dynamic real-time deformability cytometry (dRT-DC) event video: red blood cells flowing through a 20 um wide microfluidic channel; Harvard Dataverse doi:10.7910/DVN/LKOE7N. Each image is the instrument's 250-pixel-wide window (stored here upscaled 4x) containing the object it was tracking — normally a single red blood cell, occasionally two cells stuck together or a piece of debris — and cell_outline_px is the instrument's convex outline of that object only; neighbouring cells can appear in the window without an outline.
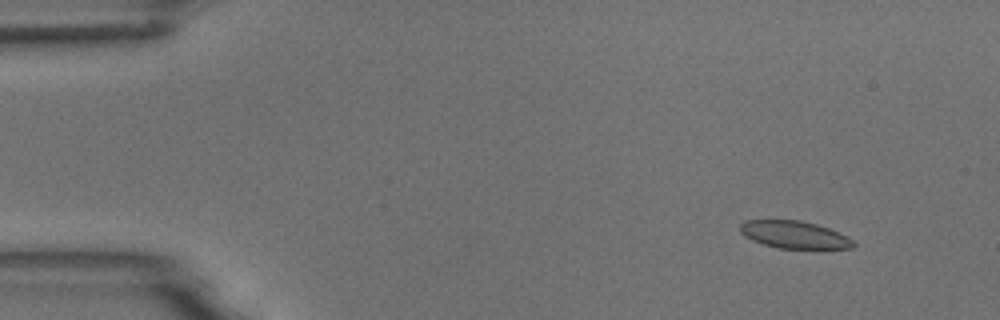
{"species": "common noctule bat (a hibernating species)", "species_latin": "Nyctalus noctula", "temperature_condition": "room temperature", "stored_images_in_passage": 5, "camera_frame_rate_fps": 3000, "um_per_image_px": 0.085, "animal": {"sex": "male", "body_mass_g": 18.8}, "frame": {"image": 1, "passage_image": 2, "time_ms": 1.333, "image_size_px": [1000, 320], "cell_outline_px": [[856, 244], [852, 248], [776, 248], [752, 240], [744, 236], [740, 232], [740, 224], [744, 220], [800, 220], [816, 224], [828, 228], [848, 236]], "centroid_in_image_um": [67.49, 19.94], "position_along_channel_um": 17.5, "area_um2": 18.03}}
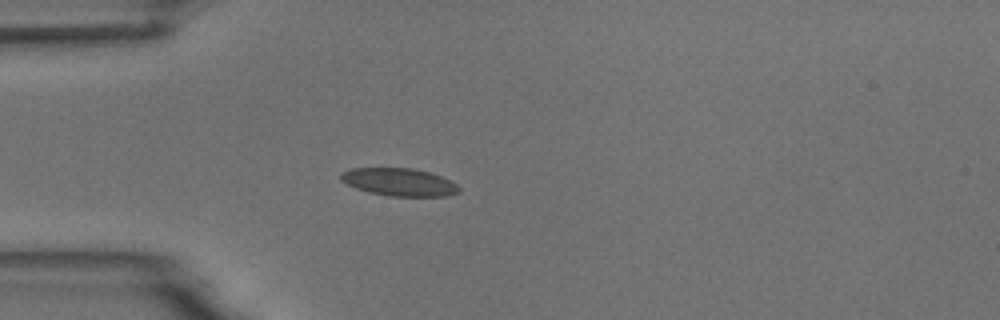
{"frame": {"image": 2, "passage_image": 5, "time_ms": 4.667, "image_size_px": [1000, 320], "cell_outline_px": [[460, 192], [448, 196], [388, 196], [368, 192], [356, 188], [340, 180], [340, 172], [352, 168], [412, 168], [428, 172], [440, 176], [456, 184], [460, 188]], "centroid_in_image_um": [33.91, 15.48], "position_along_channel_um": 51.1, "area_um2": 19.07}}